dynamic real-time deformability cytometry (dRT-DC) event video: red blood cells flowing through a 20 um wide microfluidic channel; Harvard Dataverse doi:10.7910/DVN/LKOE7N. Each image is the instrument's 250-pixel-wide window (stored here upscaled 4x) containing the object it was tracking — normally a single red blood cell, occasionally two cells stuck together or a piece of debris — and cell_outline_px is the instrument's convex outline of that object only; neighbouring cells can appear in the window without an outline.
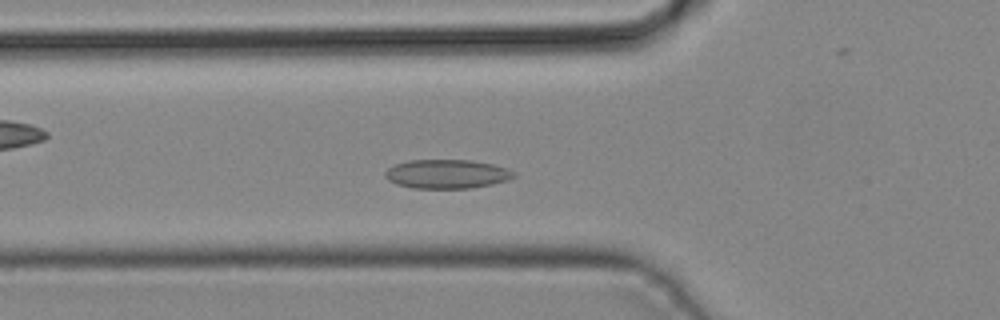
{"species": "common noctule bat (a hibernating species)", "species_latin": "Nyctalus noctula", "temperature_condition": "cold", "stored_images_in_passage": 40, "camera_frame_rate_fps": 3000, "um_per_image_px": 0.085, "animal": {"sex": "male", "body_mass_g": 19.2, "forearm_length_mm": 51.8}, "frame": {"image": 1, "passage_image": 12, "time_ms": 3.667, "image_size_px": [1000, 320], "cell_outline_px": [[516, 176], [508, 180], [492, 184], [472, 188], [412, 188], [396, 184], [388, 180], [384, 176], [384, 172], [388, 168], [396, 164], [408, 160], [472, 160], [492, 164], [516, 172]], "centroid_in_image_um": [37.97, 14.79], "position_along_channel_um": 87.8, "area_um2": 21.79}}
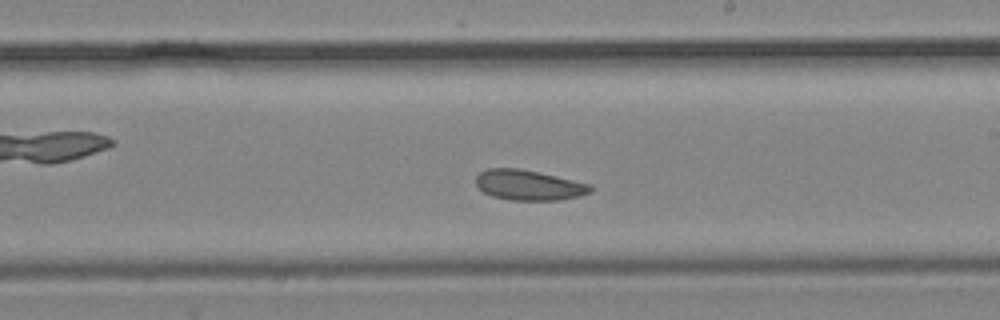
{"frame": {"image": 2, "passage_image": 22, "time_ms": 7.0, "image_size_px": [1000, 320], "cell_outline_px": [[592, 188], [588, 192], [580, 196], [560, 200], [512, 200], [492, 196], [484, 192], [476, 184], [476, 176], [480, 172], [488, 168], [520, 168], [592, 184]], "centroid_in_image_um": [44.94, 15.73], "position_along_channel_um": 244.1, "area_um2": 20.11}}
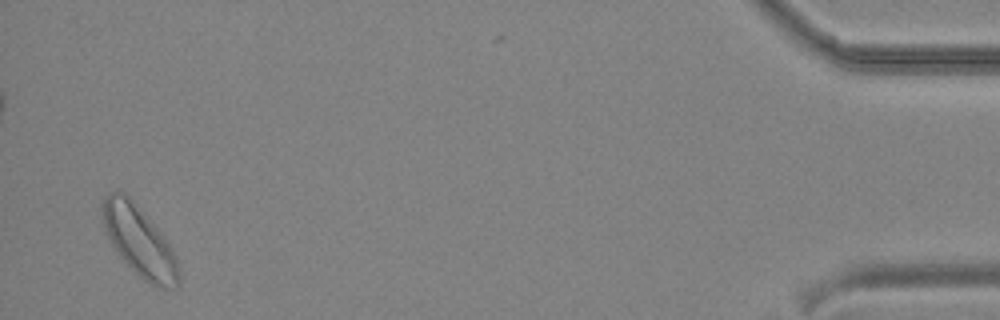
{"frame": {"image": 3, "passage_image": 39, "time_ms": 12.667, "image_size_px": [1000, 320], "cell_outline_px": [[180, 284], [176, 288], [160, 288], [144, 280], [120, 256], [112, 244], [104, 228], [100, 212], [100, 208], [104, 196], [108, 192], [124, 192], [132, 200], [164, 236], [176, 260], [180, 272]], "centroid_in_image_um": [11.82, 20.5], "position_along_channel_um": 423.4, "area_um2": 30.75}}